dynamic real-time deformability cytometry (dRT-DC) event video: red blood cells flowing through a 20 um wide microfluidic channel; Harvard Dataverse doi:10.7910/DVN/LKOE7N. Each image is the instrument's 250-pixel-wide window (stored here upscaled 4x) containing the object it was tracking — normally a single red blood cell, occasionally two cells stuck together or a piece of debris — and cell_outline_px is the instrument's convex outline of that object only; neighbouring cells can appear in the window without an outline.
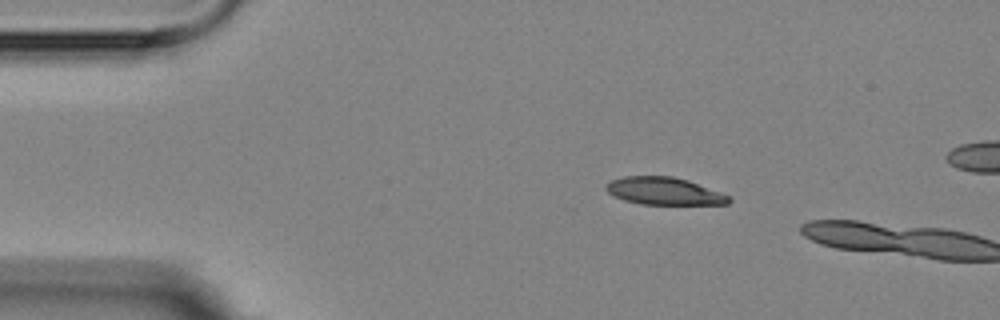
{"species": "Egyptian fruit bat (a non-hibernating species)", "species_latin": "Rousettus aegyptiacus", "temperature_condition": "room temperature", "stored_images_in_passage": 4, "camera_frame_rate_fps": 3000, "um_per_image_px": 0.085, "animal": {"sex": "female"}, "frame": {"image": 1, "passage_image": 2, "time_ms": 1.333, "image_size_px": [1000, 320], "cell_outline_px": [[732, 200], [728, 204], [640, 204], [624, 200], [612, 196], [604, 188], [612, 180], [624, 176], [672, 176], [688, 180], [732, 196]], "centroid_in_image_um": [56.47, 16.24], "position_along_channel_um": 28.5, "area_um2": 19.71}}